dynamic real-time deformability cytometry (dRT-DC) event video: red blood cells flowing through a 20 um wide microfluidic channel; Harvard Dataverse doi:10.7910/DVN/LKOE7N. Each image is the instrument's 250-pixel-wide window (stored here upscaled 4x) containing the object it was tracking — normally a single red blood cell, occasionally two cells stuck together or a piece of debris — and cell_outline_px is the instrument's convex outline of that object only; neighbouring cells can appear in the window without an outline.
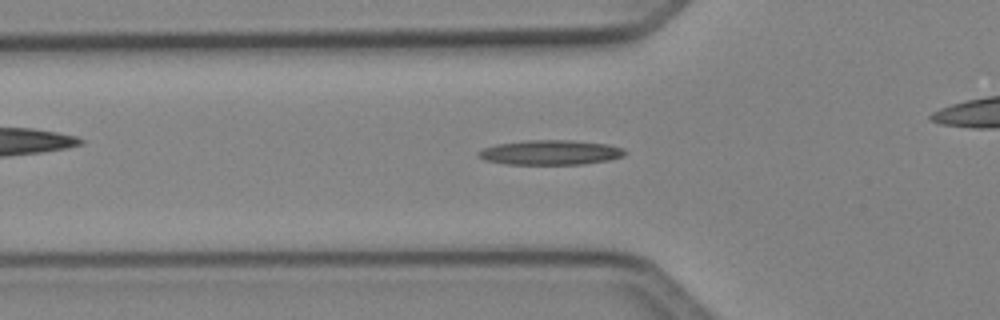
{"species": "Egyptian fruit bat (a non-hibernating species)", "species_latin": "Rousettus aegyptiacus", "temperature_condition": "cold", "stored_images_in_passage": 50, "camera_frame_rate_fps": 3000, "um_per_image_px": 0.085, "animal": {"sex": "female"}, "frame": {"image": 1, "passage_image": 17, "time_ms": 5.333, "image_size_px": [1000, 320], "cell_outline_px": [[628, 152], [624, 156], [608, 160], [580, 164], [508, 164], [484, 160], [480, 156], [480, 152], [484, 148], [496, 144], [528, 140], [572, 140], [608, 144], [624, 148]], "centroid_in_image_um": [46.85, 12.95], "position_along_channel_um": 78.9, "area_um2": 20.98}}
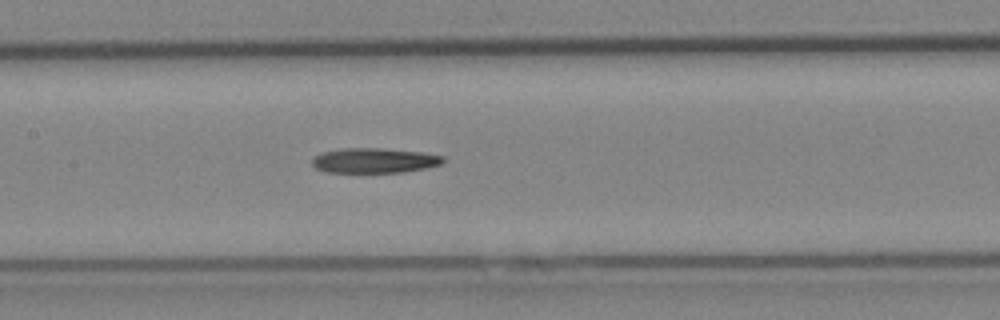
{"frame": {"image": 2, "passage_image": 24, "time_ms": 7.667, "image_size_px": [1000, 320], "cell_outline_px": [[444, 160], [440, 164], [424, 168], [404, 172], [324, 172], [316, 168], [312, 164], [312, 160], [316, 156], [324, 152], [340, 148], [380, 148], [420, 152], [444, 156]], "centroid_in_image_um": [31.8, 13.64], "position_along_channel_um": 175.6, "area_um2": 18.84}}
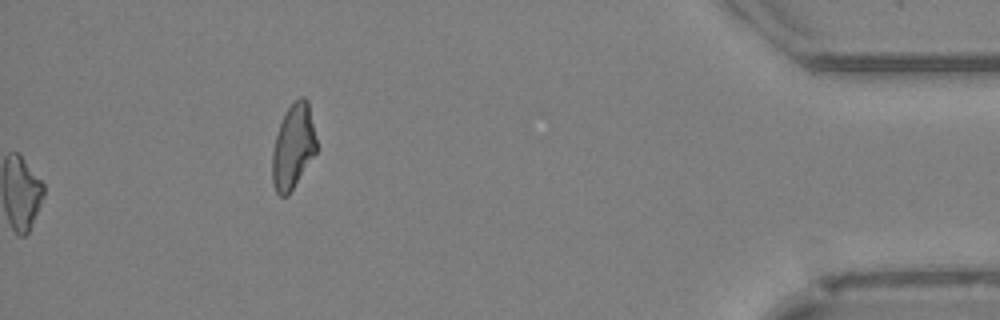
{"frame": {"image": 3, "passage_image": 50, "time_ms": 16.333, "image_size_px": [1000, 320], "cell_outline_px": [[316, 152], [288, 196], [280, 196], [276, 192], [272, 180], [272, 152], [276, 136], [284, 112], [300, 96], [304, 96], [308, 100], [316, 140]], "centroid_in_image_um": [24.91, 12.46], "position_along_channel_um": 410.3, "area_um2": 21.62}}